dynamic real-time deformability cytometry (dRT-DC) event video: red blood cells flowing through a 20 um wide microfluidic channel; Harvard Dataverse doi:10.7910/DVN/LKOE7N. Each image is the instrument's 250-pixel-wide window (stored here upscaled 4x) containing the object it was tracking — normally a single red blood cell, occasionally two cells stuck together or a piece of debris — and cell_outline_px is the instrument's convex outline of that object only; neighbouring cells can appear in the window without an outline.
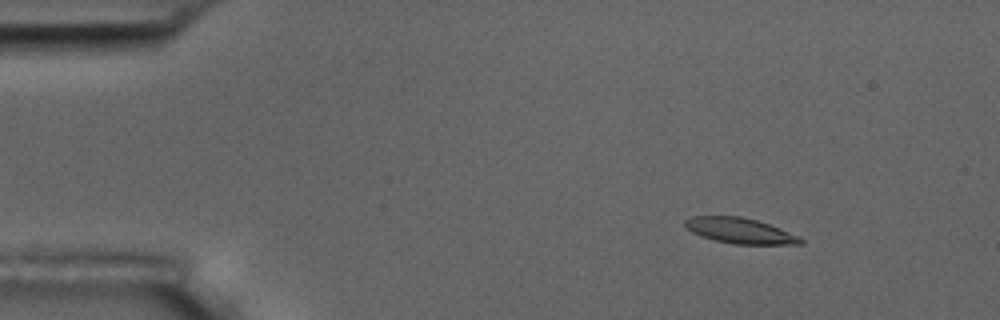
{"species": "common noctule bat (a hibernating species)", "species_latin": "Nyctalus noctula", "temperature_condition": "room temperature", "stored_images_in_passage": 4, "camera_frame_rate_fps": 3000, "um_per_image_px": 0.085, "animal": {"sex": "male", "body_mass_g": 17.5, "forearm_length_mm": 52.3}, "frame": {"image": 1, "passage_image": 1, "time_ms": 0.0, "image_size_px": [1000, 320], "cell_outline_px": [[804, 244], [732, 244], [700, 236], [692, 232], [684, 224], [684, 220], [692, 216], [740, 216], [756, 220], [780, 228], [800, 236], [804, 240]], "centroid_in_image_um": [62.92, 19.61], "position_along_channel_um": 22.1, "area_um2": 17.17}}